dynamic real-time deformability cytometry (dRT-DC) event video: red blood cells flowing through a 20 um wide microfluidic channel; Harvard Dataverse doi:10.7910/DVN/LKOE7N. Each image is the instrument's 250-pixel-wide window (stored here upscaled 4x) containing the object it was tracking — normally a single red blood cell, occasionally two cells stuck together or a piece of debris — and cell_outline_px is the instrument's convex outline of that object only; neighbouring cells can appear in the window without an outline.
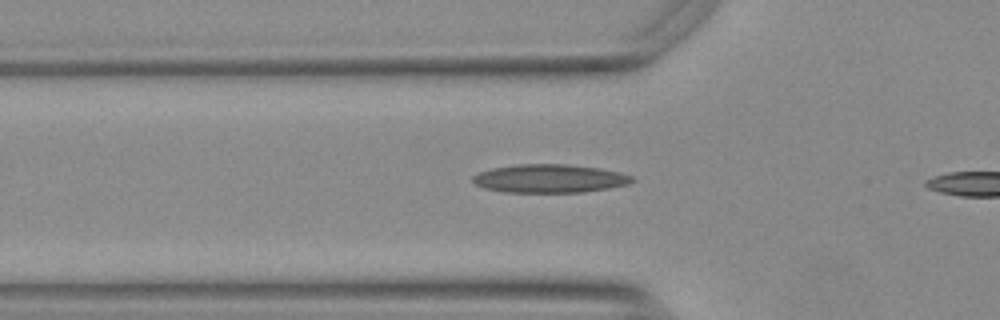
{"species": "Egyptian fruit bat (a non-hibernating species)", "species_latin": "Rousettus aegyptiacus", "temperature_condition": "warm", "stored_images_in_passage": 9, "camera_frame_rate_fps": 3000, "um_per_image_px": 0.085, "animal": {"sex": "female"}, "frame": {"image": 1, "passage_image": 7, "time_ms": 2.0, "image_size_px": [1000, 320], "cell_outline_px": [[636, 180], [628, 184], [608, 188], [584, 192], [504, 192], [484, 188], [476, 184], [472, 180], [472, 176], [480, 172], [492, 168], [516, 164], [568, 164], [600, 168], [620, 172], [632, 176]], "centroid_in_image_um": [46.73, 15.17], "position_along_channel_um": 79.1, "area_um2": 26.41}}